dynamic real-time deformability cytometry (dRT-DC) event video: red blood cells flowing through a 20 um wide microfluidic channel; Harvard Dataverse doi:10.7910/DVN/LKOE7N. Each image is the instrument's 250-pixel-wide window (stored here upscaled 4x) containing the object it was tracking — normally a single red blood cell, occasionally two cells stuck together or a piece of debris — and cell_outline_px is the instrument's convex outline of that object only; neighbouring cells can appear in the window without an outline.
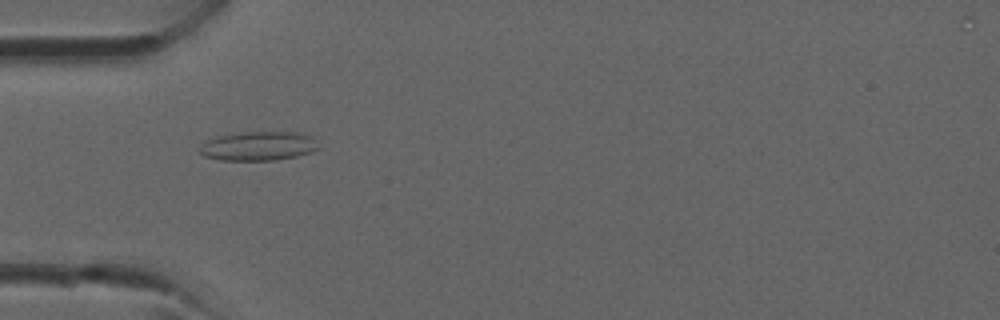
{"species": "common noctule bat (a hibernating species)", "species_latin": "Nyctalus noctula", "temperature_condition": "room temperature", "stored_images_in_passage": 39, "camera_frame_rate_fps": 3000, "um_per_image_px": 0.085, "animal": {"sex": "male", "forearm_length_mm": 52.5}, "frame": {"image": 1, "passage_image": 12, "time_ms": 3.667, "image_size_px": [1000, 320], "cell_outline_px": [[320, 148], [312, 152], [296, 156], [276, 160], [220, 160], [204, 156], [200, 152], [200, 144], [216, 136], [240, 132], [296, 132], [312, 136]], "centroid_in_image_um": [21.96, 12.41], "position_along_channel_um": 63.0, "area_um2": 20.23}}
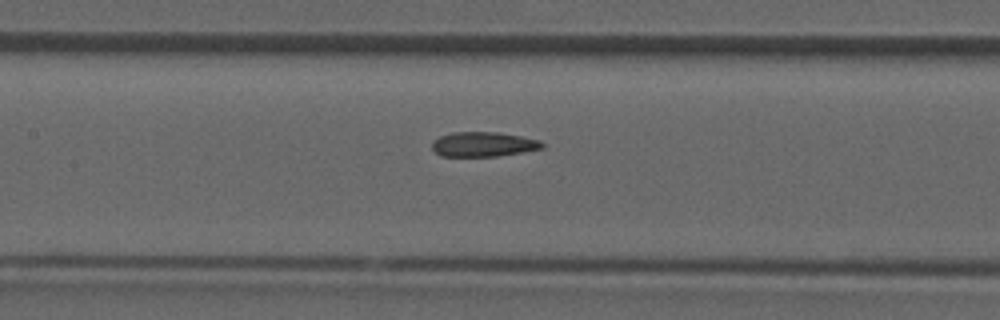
{"frame": {"image": 2, "passage_image": 18, "time_ms": 5.667, "image_size_px": [1000, 320], "cell_outline_px": [[544, 148], [496, 156], [440, 156], [432, 148], [432, 144], [440, 136], [452, 132], [500, 132], [540, 140], [544, 144]], "centroid_in_image_um": [41.09, 12.26], "position_along_channel_um": 166.3, "area_um2": 15.72}}
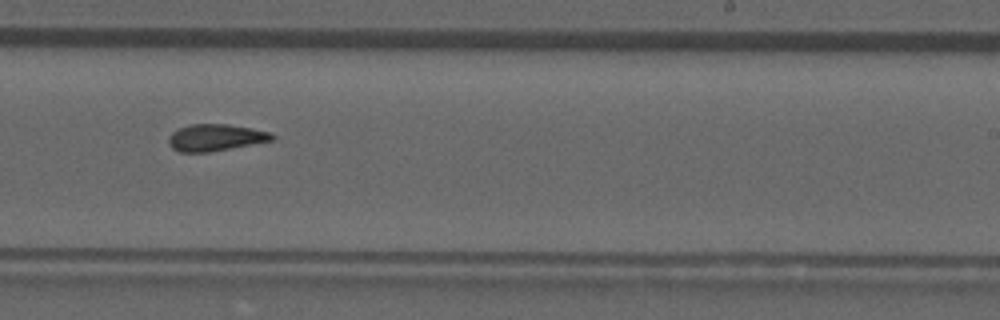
{"frame": {"image": 3, "passage_image": 24, "time_ms": 7.667, "image_size_px": [1000, 320], "cell_outline_px": [[276, 140], [208, 152], [180, 152], [172, 148], [168, 144], [168, 136], [172, 132], [188, 124], [228, 124], [252, 128], [272, 132], [276, 136]], "centroid_in_image_um": [18.35, 11.69], "position_along_channel_um": 270.7, "area_um2": 16.36}}